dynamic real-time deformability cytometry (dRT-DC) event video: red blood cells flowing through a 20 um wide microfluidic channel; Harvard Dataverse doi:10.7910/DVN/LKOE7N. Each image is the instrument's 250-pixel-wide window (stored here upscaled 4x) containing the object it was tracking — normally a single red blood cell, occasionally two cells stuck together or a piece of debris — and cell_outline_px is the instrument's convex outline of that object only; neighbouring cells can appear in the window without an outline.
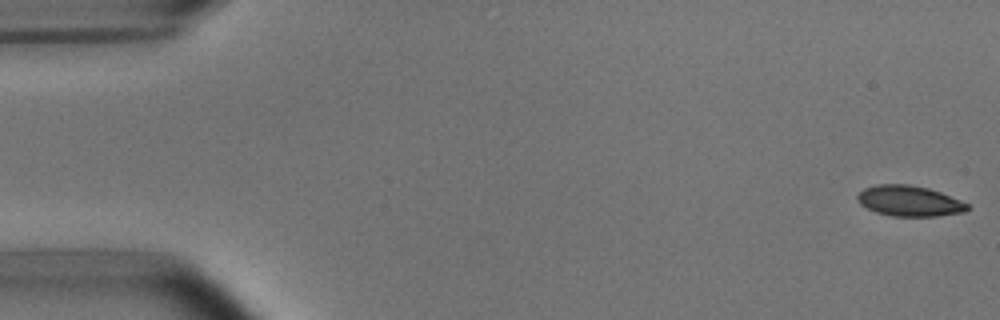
{"species": "common noctule bat (a hibernating species)", "species_latin": "Nyctalus noctula", "temperature_condition": "room temperature", "stored_images_in_passage": 53, "camera_frame_rate_fps": 3000, "um_per_image_px": 0.085, "animal": {"sex": "male", "body_mass_g": 15.6}, "frame": {"image": 1, "passage_image": 1, "time_ms": 0.0, "image_size_px": [1000, 320], "cell_outline_px": [[968, 208], [964, 212], [936, 216], [892, 216], [876, 212], [860, 204], [856, 196], [864, 188], [876, 184], [908, 184], [928, 188], [940, 192], [960, 200], [968, 204]], "centroid_in_image_um": [77.27, 17.07], "position_along_channel_um": 7.7, "area_um2": 19.48}}
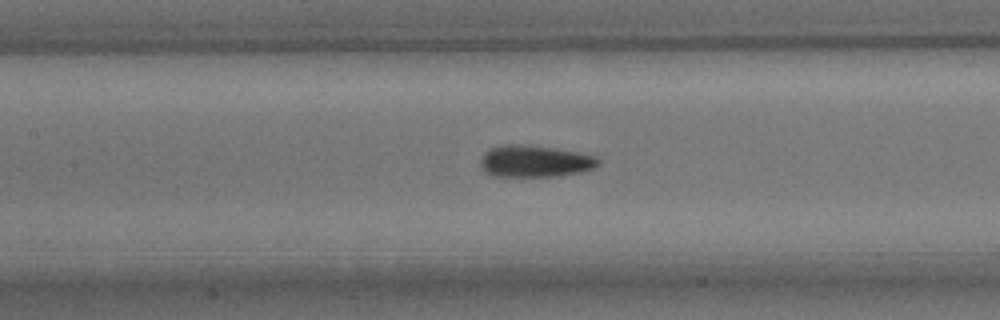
{"frame": {"image": 2, "passage_image": 24, "time_ms": 7.667, "image_size_px": [1000, 320], "cell_outline_px": [[600, 164], [596, 168], [580, 172], [556, 176], [492, 176], [480, 164], [480, 156], [488, 148], [504, 144], [520, 144], [552, 148], [580, 152], [596, 156], [600, 160]], "centroid_in_image_um": [45.48, 13.69], "position_along_channel_um": 161.9, "area_um2": 21.96}}
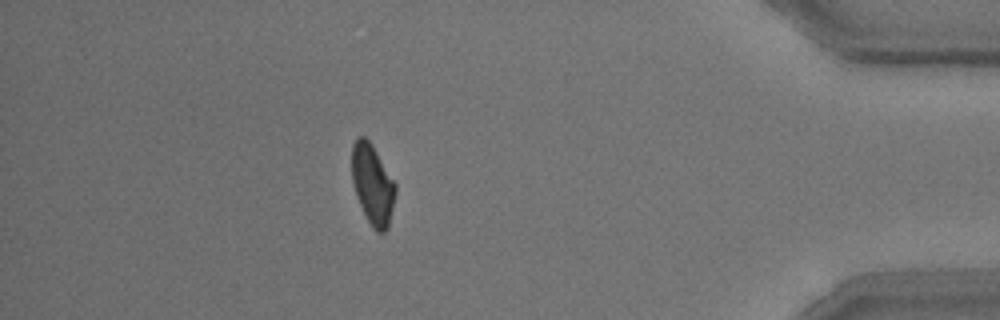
{"frame": {"image": 3, "passage_image": 47, "time_ms": 15.333, "image_size_px": [1000, 320], "cell_outline_px": [[396, 192], [388, 228], [384, 232], [376, 232], [372, 228], [356, 196], [352, 180], [352, 144], [356, 136], [364, 136], [372, 144], [396, 184]], "centroid_in_image_um": [31.66, 15.66], "position_along_channel_um": 403.5, "area_um2": 20.35}, "authors_computed_cell_mechanics": {"area_um2": 20.808, "velocity_mm_per_s": 3.7484, "shape_relaxation_time_tau1_ms": 4.1344, "shape_relaxation_time_tau2_ms": 2.318, "deformation_change_tau1": 0.1293, "deformation_change_tau2": 0.0751}}